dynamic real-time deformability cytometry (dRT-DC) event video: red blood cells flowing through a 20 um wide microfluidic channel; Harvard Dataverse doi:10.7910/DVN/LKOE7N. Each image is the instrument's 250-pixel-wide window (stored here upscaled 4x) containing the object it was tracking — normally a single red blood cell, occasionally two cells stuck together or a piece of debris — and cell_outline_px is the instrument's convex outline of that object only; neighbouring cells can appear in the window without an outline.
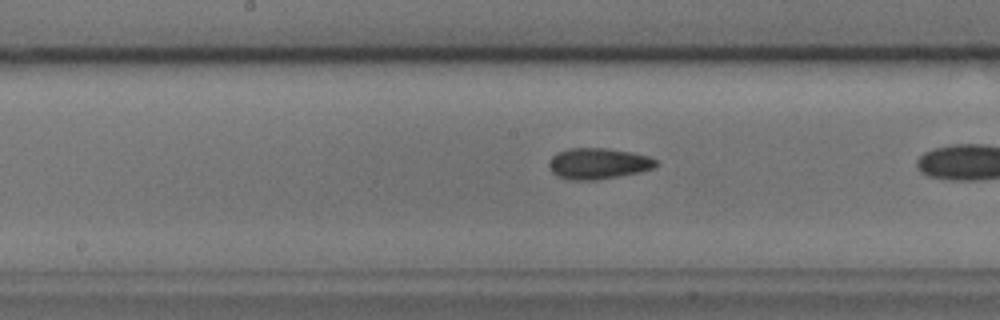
{"species": "common noctule bat (a hibernating species)", "species_latin": "Nyctalus noctula", "temperature_condition": "cold", "stored_images_in_passage": 32, "camera_frame_rate_fps": 3000, "um_per_image_px": 0.085, "animal": {"sex": "male", "body_mass_g": 17.9, "forearm_length_mm": 54.2}, "frame": {"image": 1, "passage_image": 23, "time_ms": 7.333, "image_size_px": [1000, 320], "cell_outline_px": [[656, 164], [652, 168], [640, 172], [596, 180], [568, 180], [556, 176], [548, 168], [548, 164], [552, 156], [556, 152], [568, 148], [608, 148], [632, 152], [648, 156], [656, 160]], "centroid_in_image_um": [50.78, 13.9], "position_along_channel_um": 197.4, "area_um2": 19.48}}